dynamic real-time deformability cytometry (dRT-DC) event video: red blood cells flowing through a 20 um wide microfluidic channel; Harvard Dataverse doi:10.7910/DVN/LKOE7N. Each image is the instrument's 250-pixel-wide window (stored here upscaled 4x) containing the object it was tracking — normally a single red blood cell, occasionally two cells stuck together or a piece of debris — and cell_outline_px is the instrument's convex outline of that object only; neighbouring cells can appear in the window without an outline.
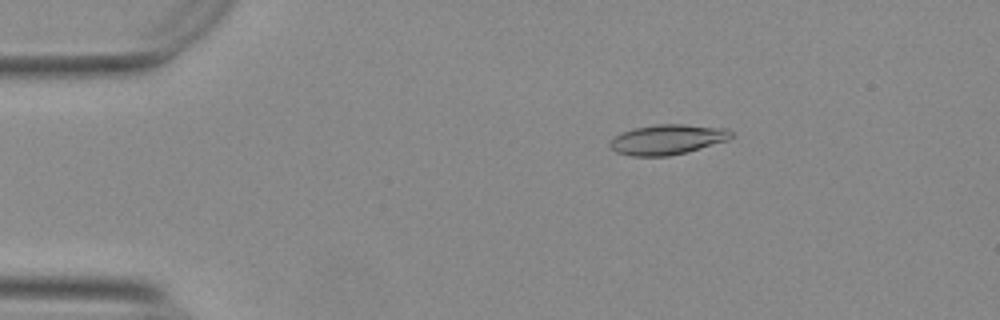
{"species": "Egyptian fruit bat (a non-hibernating species)", "species_latin": "Rousettus aegyptiacus", "temperature_condition": "warm", "stored_images_in_passage": 16, "camera_frame_rate_fps": 3000, "um_per_image_px": 0.085, "animal": {"sex": "female"}, "frame": {"image": 1, "passage_image": 5, "time_ms": 1.333, "image_size_px": [1000, 320], "cell_outline_px": [[732, 136], [728, 140], [688, 152], [668, 156], [632, 156], [616, 152], [608, 144], [616, 136], [624, 132], [636, 128], [656, 124], [684, 124], [724, 128], [732, 132]], "centroid_in_image_um": [56.75, 11.86], "position_along_channel_um": 28.2, "area_um2": 21.04}}
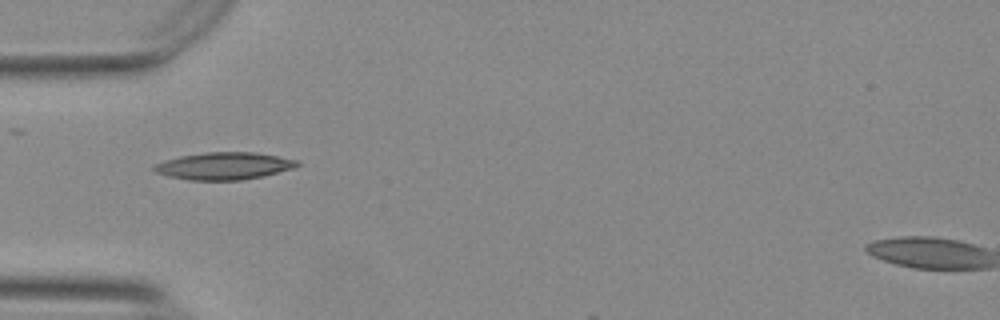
{"frame": {"image": 2, "passage_image": 13, "time_ms": 4.0, "image_size_px": [1000, 320], "cell_outline_px": [[300, 164], [292, 168], [264, 176], [240, 180], [188, 180], [168, 176], [156, 172], [152, 168], [152, 164], [164, 160], [180, 156], [204, 152], [256, 152], [296, 160]], "centroid_in_image_um": [18.98, 14.1], "position_along_channel_um": 66.0, "area_um2": 22.72}}